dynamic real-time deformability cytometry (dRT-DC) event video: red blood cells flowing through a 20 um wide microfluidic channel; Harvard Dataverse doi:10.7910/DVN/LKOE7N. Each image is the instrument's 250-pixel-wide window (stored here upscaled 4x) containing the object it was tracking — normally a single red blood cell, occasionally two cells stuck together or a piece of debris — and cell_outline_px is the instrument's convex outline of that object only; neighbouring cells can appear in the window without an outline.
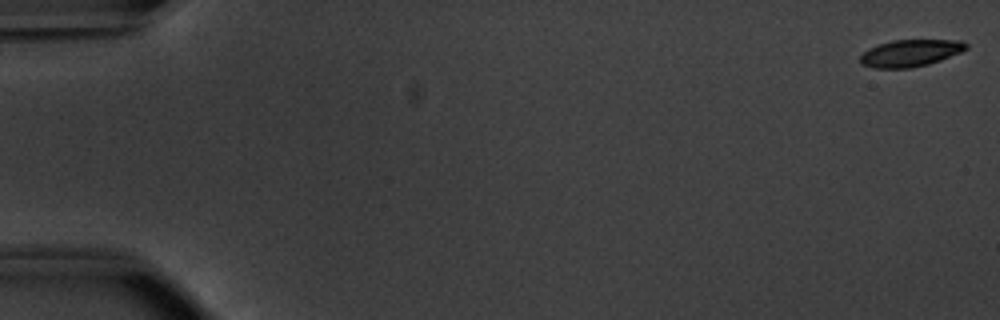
{"species": "common noctule bat (a hibernating species)", "species_latin": "Nyctalus noctula", "temperature_condition": "warm", "stored_images_in_passage": 54, "camera_frame_rate_fps": 3000, "um_per_image_px": 0.085, "animal": {"sex": "male", "body_mass_g": 20.1, "forearm_length_mm": 53.5}, "frame": {"image": 1, "passage_image": 1, "time_ms": 0.0, "image_size_px": [1000, 320], "cell_outline_px": [[968, 48], [960, 52], [940, 60], [928, 64], [912, 68], [872, 68], [860, 64], [860, 56], [868, 48], [892, 40], [960, 40], [968, 44]], "centroid_in_image_um": [77.36, 4.51], "position_along_channel_um": 7.6, "area_um2": 16.65}}
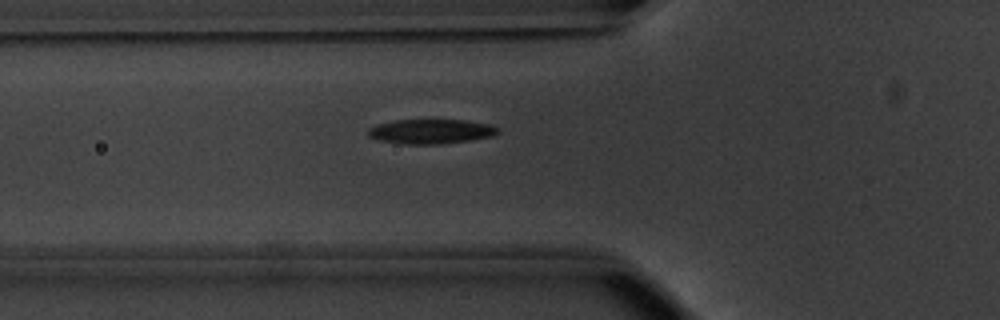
{"frame": {"image": 2, "passage_image": 20, "time_ms": 6.333, "image_size_px": [1000, 320], "cell_outline_px": [[500, 132], [496, 136], [440, 144], [404, 144], [380, 140], [368, 136], [368, 128], [376, 124], [396, 120], [464, 120], [492, 124], [500, 128]], "centroid_in_image_um": [36.68, 11.17], "position_along_channel_um": 89.1, "area_um2": 18.73}}
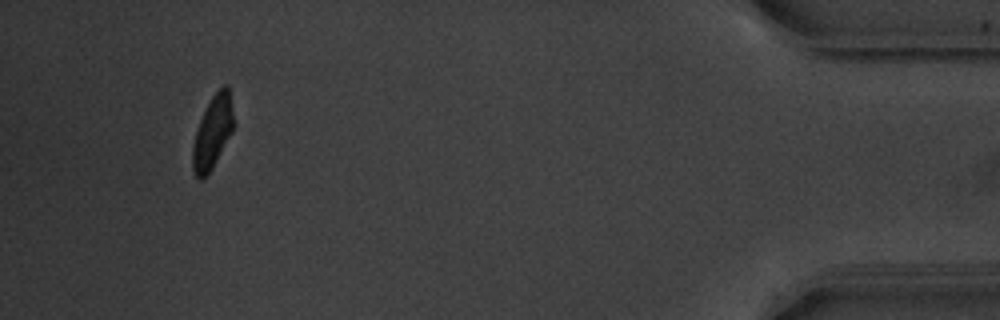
{"frame": {"image": 3, "passage_image": 51, "time_ms": 16.667, "image_size_px": [1000, 320], "cell_outline_px": [[236, 124], [232, 132], [212, 168], [204, 180], [200, 180], [196, 176], [192, 168], [192, 148], [196, 132], [200, 120], [212, 96], [224, 84], [228, 84]], "centroid_in_image_um": [18.1, 11.24], "position_along_channel_um": 417.1, "area_um2": 17.46}, "authors_computed_cell_mechanics": {"area_um2": 18.4382, "velocity_mm_per_s": 3.7924, "shape_relaxation_time_tau1_ms": 2.7579, "shape_relaxation_time_tau2_ms": 5.3945, "deformation_change_tau1": 0.1392, "deformation_change_tau2": 0.1067}}